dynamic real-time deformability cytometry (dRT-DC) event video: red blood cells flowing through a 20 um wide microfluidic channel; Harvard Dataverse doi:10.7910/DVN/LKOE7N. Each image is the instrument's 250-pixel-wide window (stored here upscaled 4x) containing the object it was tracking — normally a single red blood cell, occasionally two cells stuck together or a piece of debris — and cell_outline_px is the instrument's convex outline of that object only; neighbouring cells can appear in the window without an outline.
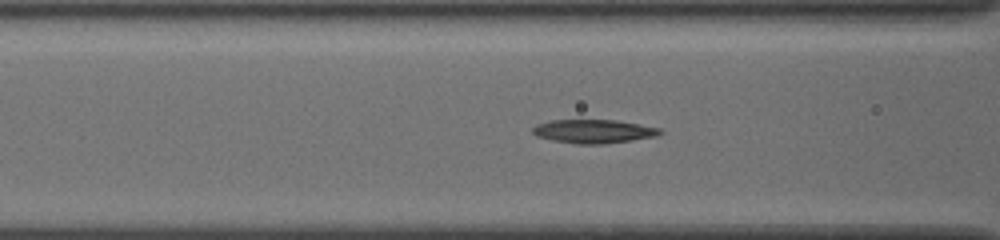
{"species": "common noctule bat (a hibernating species)", "species_latin": "Nyctalus noctula", "temperature_condition": "cold", "stored_images_in_passage": 44, "camera_frame_rate_fps": 3000, "um_per_image_px": 0.085, "animal": {"sex": "female", "body_mass_g": 19.5, "forearm_length_mm": 54.1}, "frame": {"image": 1, "passage_image": 22, "time_ms": 7.0, "image_size_px": [1000, 240], "cell_outline_px": [[664, 132], [656, 136], [632, 140], [604, 144], [576, 144], [552, 140], [536, 136], [532, 132], [532, 128], [536, 124], [552, 120], [616, 120], [660, 128]], "centroid_in_image_um": [50.44, 11.16], "position_along_channel_um": 116.2, "area_um2": 17.57}}
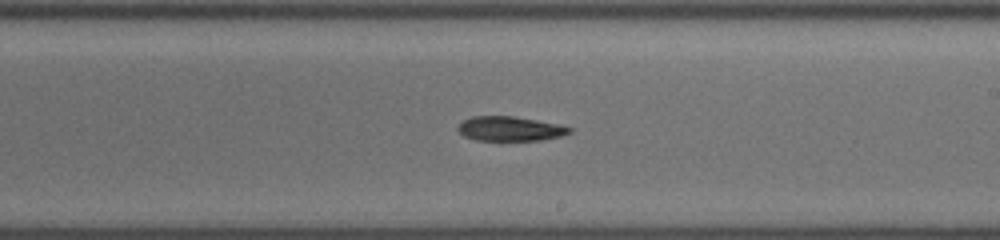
{"frame": {"image": 2, "passage_image": 32, "time_ms": 10.333, "image_size_px": [1000, 240], "cell_outline_px": [[572, 132], [560, 136], [544, 140], [476, 140], [464, 136], [456, 128], [464, 120], [472, 116], [512, 116], [536, 120], [556, 124], [572, 128]], "centroid_in_image_um": [43.34, 10.94], "position_along_channel_um": 245.7, "area_um2": 15.78}}
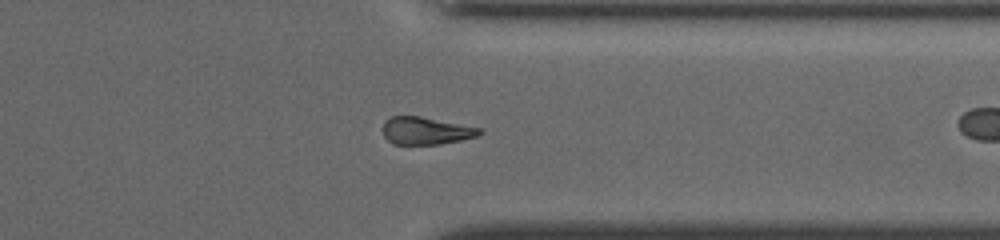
{"frame": {"image": 3, "passage_image": 42, "time_ms": 13.667, "image_size_px": [1000, 240], "cell_outline_px": [[484, 132], [476, 136], [460, 140], [440, 144], [392, 144], [384, 136], [384, 120], [392, 116], [420, 116], [480, 128]], "centroid_in_image_um": [36.18, 11.11], "position_along_channel_um": 375.2, "area_um2": 15.32}}